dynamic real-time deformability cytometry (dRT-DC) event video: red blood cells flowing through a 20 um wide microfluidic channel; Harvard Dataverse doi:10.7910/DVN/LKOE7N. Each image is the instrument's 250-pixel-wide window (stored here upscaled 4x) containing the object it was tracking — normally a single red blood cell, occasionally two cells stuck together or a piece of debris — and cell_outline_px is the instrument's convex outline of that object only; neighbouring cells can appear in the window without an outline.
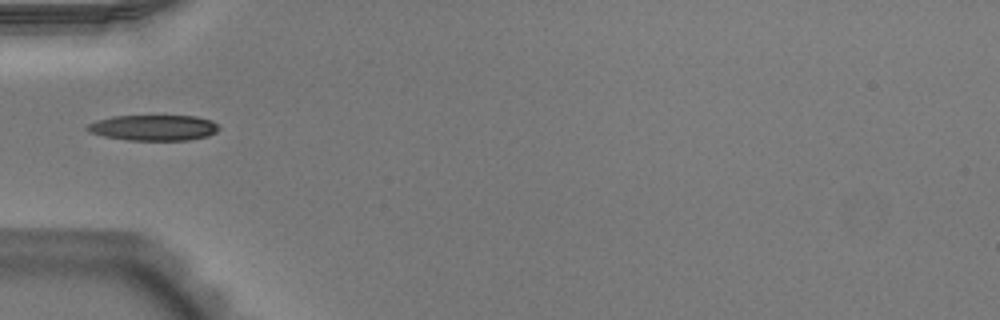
{"species": "Egyptian fruit bat (a non-hibernating species)", "species_latin": "Rousettus aegyptiacus", "temperature_condition": "warm", "stored_images_in_passage": 35, "camera_frame_rate_fps": 3000, "um_per_image_px": 0.085, "animal": {"sex": "male"}, "frame": {"image": 1, "passage_image": 1, "time_ms": 0.0, "image_size_px": [1000, 320], "cell_outline_px": [[220, 128], [216, 132], [208, 136], [188, 140], [128, 140], [104, 136], [88, 132], [84, 128], [88, 124], [96, 120], [112, 116], [196, 116], [212, 120]], "centroid_in_image_um": [13.04, 10.85], "position_along_channel_um": 72.0, "area_um2": 19.77}}
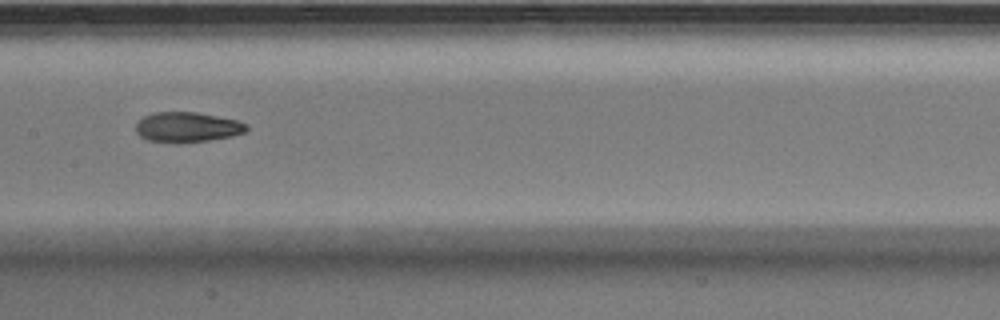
{"frame": {"image": 2, "passage_image": 10, "time_ms": 3.0, "image_size_px": [1000, 320], "cell_outline_px": [[248, 128], [244, 132], [232, 136], [208, 140], [180, 144], [176, 144], [148, 140], [140, 136], [136, 132], [136, 124], [144, 116], [156, 112], [196, 112], [236, 120], [248, 124]], "centroid_in_image_um": [15.9, 10.82], "position_along_channel_um": 191.5, "area_um2": 19.48}}
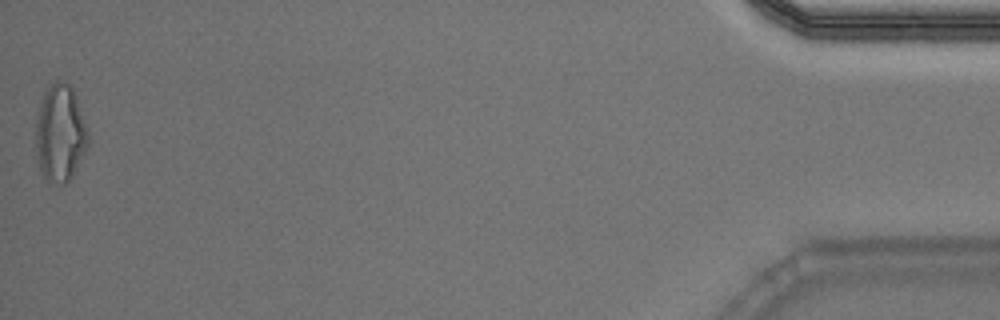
{"frame": {"image": 3, "passage_image": 35, "time_ms": 11.333, "image_size_px": [1000, 320], "cell_outline_px": [[88, 144], [72, 176], [64, 184], [48, 180], [44, 176], [40, 168], [36, 156], [36, 120], [40, 104], [44, 92], [56, 80], [64, 80], [72, 88], [76, 96], [88, 132]], "centroid_in_image_um": [5.1, 11.3], "position_along_channel_um": 430.1, "area_um2": 29.19}, "authors_computed_cell_mechanics": {"area_um2": 19.8254, "velocity_mm_per_s": 3.9469, "shape_relaxation_time_tau1_ms": 5.3279, "shape_relaxation_time_tau2_ms": 2.4622, "deformation_change_tau1": 0.1953, "deformation_change_tau2": 0.0937}}